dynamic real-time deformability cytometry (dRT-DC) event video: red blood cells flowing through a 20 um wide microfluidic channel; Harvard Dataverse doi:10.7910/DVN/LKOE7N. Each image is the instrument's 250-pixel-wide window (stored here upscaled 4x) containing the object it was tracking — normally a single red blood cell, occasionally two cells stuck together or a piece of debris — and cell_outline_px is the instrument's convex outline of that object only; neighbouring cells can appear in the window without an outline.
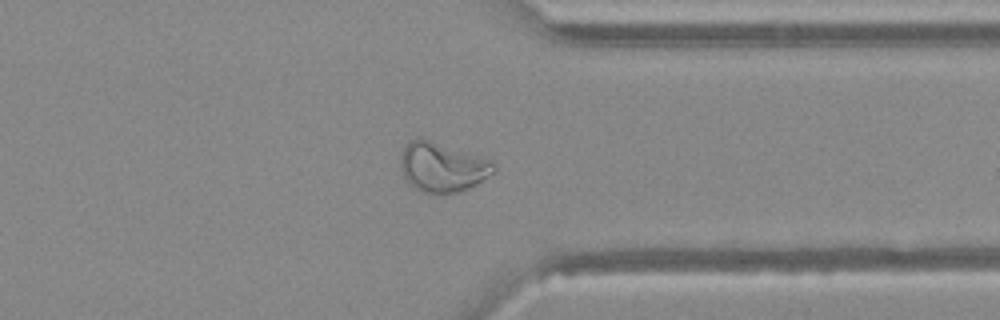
{"species": "Egyptian fruit bat (a non-hibernating species)", "species_latin": "Rousettus aegyptiacus", "temperature_condition": "warm", "stored_images_in_passage": 40, "camera_frame_rate_fps": 3000, "um_per_image_px": 0.085, "animal": {"sex": "female"}, "frame": {"image": 1, "passage_image": 29, "time_ms": 9.333, "image_size_px": [1000, 320], "cell_outline_px": [[496, 172], [468, 188], [456, 192], [424, 192], [408, 184], [404, 180], [400, 168], [400, 156], [408, 140], [416, 136], [492, 160], [496, 168]], "centroid_in_image_um": [37.55, 14.18], "position_along_channel_um": 373.8, "area_um2": 26.76}}